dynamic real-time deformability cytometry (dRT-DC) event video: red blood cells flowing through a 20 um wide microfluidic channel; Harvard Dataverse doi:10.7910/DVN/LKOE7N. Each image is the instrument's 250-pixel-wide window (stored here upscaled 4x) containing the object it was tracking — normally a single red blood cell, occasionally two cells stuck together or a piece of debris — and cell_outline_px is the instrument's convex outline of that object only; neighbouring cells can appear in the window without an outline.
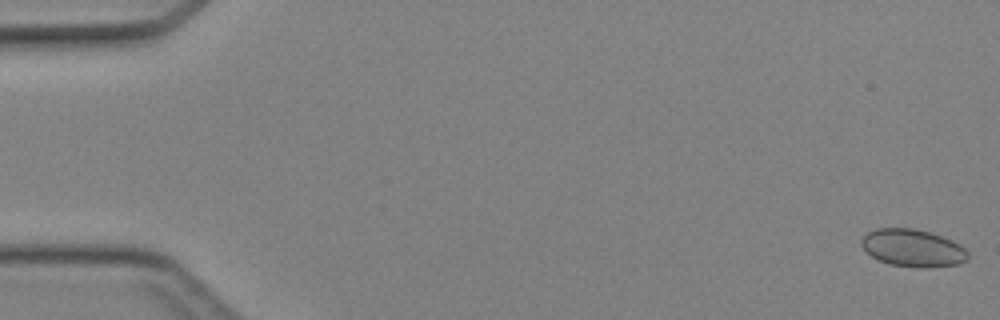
{"species": "Egyptian fruit bat (a non-hibernating species)", "species_latin": "Rousettus aegyptiacus", "temperature_condition": "cold", "stored_images_in_passage": 47, "segment_of_instrument_passage": [1, 2], "camera_frame_rate_fps": 3000, "um_per_image_px": 0.085, "animal": {"sex": "female"}, "frame": {"image": 1, "passage_image": 1, "time_ms": 0.0, "image_size_px": [1000, 320], "cell_outline_px": [[968, 260], [960, 264], [928, 268], [920, 268], [888, 264], [872, 256], [860, 244], [860, 240], [868, 232], [876, 228], [916, 228], [952, 240], [960, 244], [968, 252]], "centroid_in_image_um": [77.61, 21.09], "position_along_channel_um": 7.4, "area_um2": 23.35}}
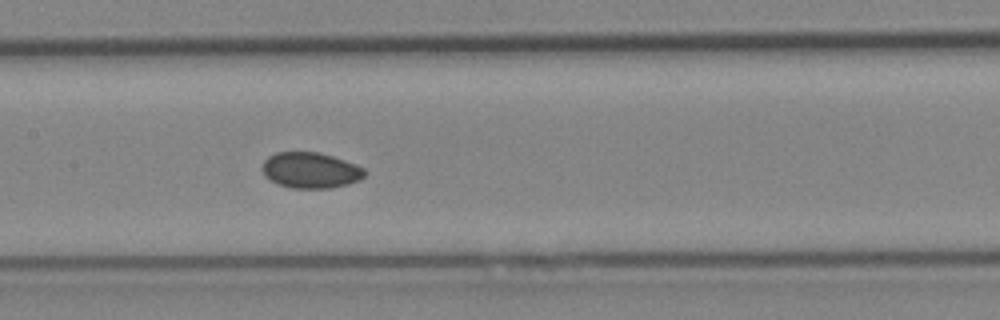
{"frame": {"image": 2, "passage_image": 23, "time_ms": 7.333, "image_size_px": [1000, 320], "cell_outline_px": [[368, 172], [360, 180], [348, 184], [328, 188], [292, 188], [280, 184], [264, 176], [260, 168], [264, 160], [268, 156], [276, 152], [320, 152], [344, 160], [364, 168]], "centroid_in_image_um": [26.39, 14.46], "position_along_channel_um": 181.0, "area_um2": 21.44}}
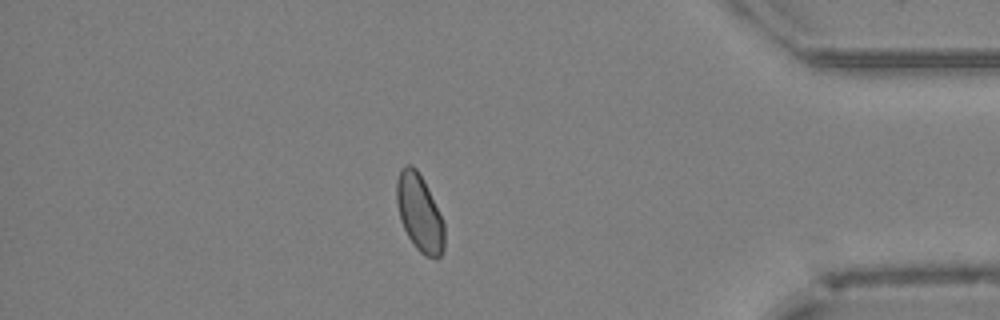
{"frame": {"image": 3, "passage_image": 40, "time_ms": 13.0, "image_size_px": [1000, 320], "cell_outline_px": [[444, 248], [440, 256], [436, 260], [424, 256], [416, 248], [408, 236], [400, 220], [396, 200], [396, 180], [400, 168], [404, 164], [412, 164], [416, 168], [424, 180], [444, 224]], "centroid_in_image_um": [35.64, 18.09], "position_along_channel_um": 399.6, "area_um2": 21.56}}